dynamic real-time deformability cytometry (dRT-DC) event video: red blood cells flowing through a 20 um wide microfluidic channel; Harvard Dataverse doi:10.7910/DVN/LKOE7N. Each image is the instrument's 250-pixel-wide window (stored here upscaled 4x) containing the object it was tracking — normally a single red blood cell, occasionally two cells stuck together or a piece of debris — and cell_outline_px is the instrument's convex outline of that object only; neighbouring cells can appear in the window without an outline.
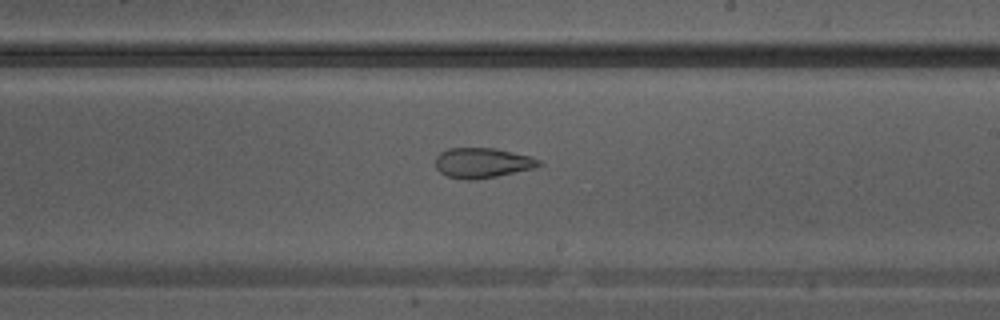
{"species": "Egyptian fruit bat (a non-hibernating species)", "species_latin": "Rousettus aegyptiacus", "temperature_condition": "warm", "stored_images_in_passage": 30, "camera_frame_rate_fps": 3000, "um_per_image_px": 0.085, "animal": {"sex": "male"}, "frame": {"image": 1, "passage_image": 18, "time_ms": 5.667, "image_size_px": [1000, 320], "cell_outline_px": [[544, 164], [536, 168], [496, 176], [472, 180], [468, 180], [448, 176], [440, 172], [436, 168], [436, 156], [440, 152], [448, 148], [492, 148], [532, 156], [540, 160]], "centroid_in_image_um": [41.03, 13.84], "position_along_channel_um": 248.0, "area_um2": 18.15}}